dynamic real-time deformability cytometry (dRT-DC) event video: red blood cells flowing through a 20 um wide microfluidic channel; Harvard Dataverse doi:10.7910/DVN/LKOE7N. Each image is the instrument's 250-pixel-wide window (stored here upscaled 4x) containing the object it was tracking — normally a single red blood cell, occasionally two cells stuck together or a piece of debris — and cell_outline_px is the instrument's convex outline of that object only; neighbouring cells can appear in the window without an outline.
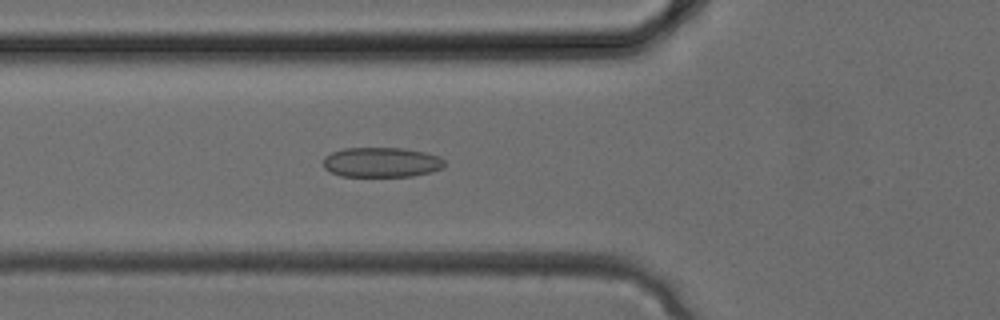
{"species": "common noctule bat (a hibernating species)", "species_latin": "Nyctalus noctula", "temperature_condition": "cold", "stored_images_in_passage": 30, "camera_frame_rate_fps": 3000, "um_per_image_px": 0.085, "animal": {"sex": "female", "body_mass_g": 24.6, "forearm_length_mm": 56.2}, "frame": {"image": 1, "passage_image": 9, "time_ms": 2.667, "image_size_px": [1000, 320], "cell_outline_px": [[444, 168], [432, 172], [412, 176], [340, 176], [324, 168], [324, 156], [332, 152], [344, 148], [404, 148], [424, 152], [440, 156], [444, 160]], "centroid_in_image_um": [32.45, 13.79], "position_along_channel_um": 93.4, "area_um2": 21.21}}
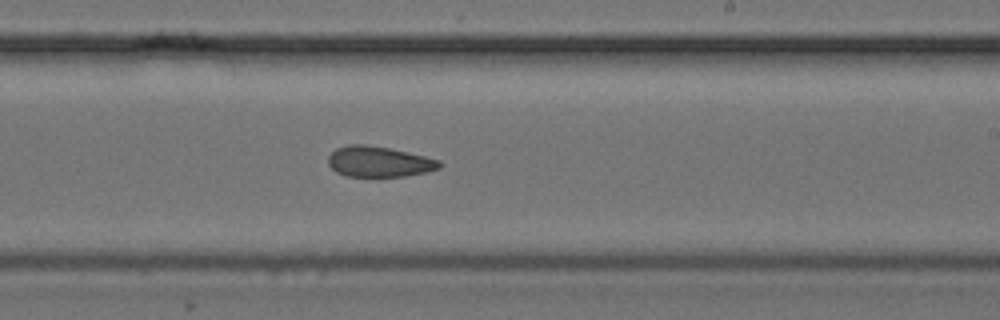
{"frame": {"image": 2, "passage_image": 17, "time_ms": 5.333, "image_size_px": [1000, 320], "cell_outline_px": [[444, 164], [440, 168], [424, 172], [404, 176], [376, 180], [344, 176], [336, 172], [328, 164], [328, 156], [336, 148], [348, 144], [364, 144], [388, 148], [408, 152], [440, 160]], "centroid_in_image_um": [32.18, 13.79], "position_along_channel_um": 256.8, "area_um2": 20.69}}
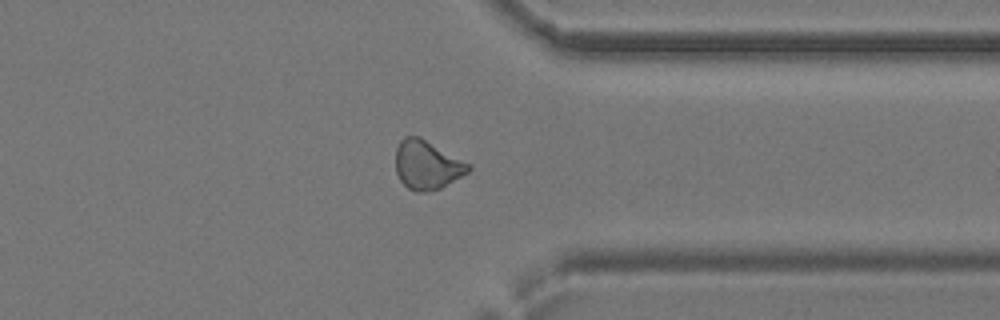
{"frame": {"image": 3, "passage_image": 23, "time_ms": 7.333, "image_size_px": [1000, 320], "cell_outline_px": [[472, 168], [468, 172], [440, 188], [424, 192], [416, 192], [408, 188], [400, 180], [396, 172], [396, 148], [400, 140], [404, 136], [420, 136], [472, 164]], "centroid_in_image_um": [36.3, 14.0], "position_along_channel_um": 375.1, "area_um2": 20.87}}